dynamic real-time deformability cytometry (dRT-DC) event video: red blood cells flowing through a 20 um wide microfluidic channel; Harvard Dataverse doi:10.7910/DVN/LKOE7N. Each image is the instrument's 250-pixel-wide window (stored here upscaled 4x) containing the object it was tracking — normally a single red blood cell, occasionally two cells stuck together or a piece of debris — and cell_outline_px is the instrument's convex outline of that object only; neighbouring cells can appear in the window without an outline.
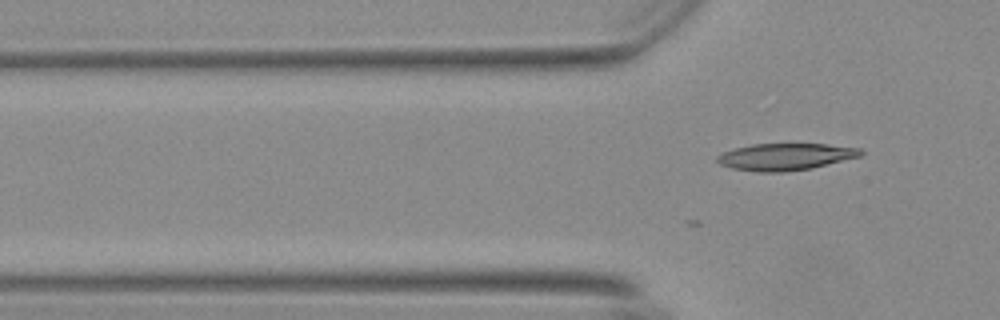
{"species": "Egyptian fruit bat (a non-hibernating species)", "species_latin": "Rousettus aegyptiacus", "temperature_condition": "warm", "stored_images_in_passage": 2, "camera_frame_rate_fps": 3000, "um_per_image_px": 0.085, "animal": {"sex": "female"}, "frame": {"image": 1, "passage_image": 2, "time_ms": 0.333, "image_size_px": [1000, 320], "cell_outline_px": [[864, 152], [860, 156], [812, 168], [784, 172], [760, 172], [732, 168], [720, 164], [716, 160], [716, 156], [724, 152], [736, 148], [752, 144], [824, 144], [860, 148]], "centroid_in_image_um": [66.75, 13.32], "position_along_channel_um": 59.0, "area_um2": 22.31}}